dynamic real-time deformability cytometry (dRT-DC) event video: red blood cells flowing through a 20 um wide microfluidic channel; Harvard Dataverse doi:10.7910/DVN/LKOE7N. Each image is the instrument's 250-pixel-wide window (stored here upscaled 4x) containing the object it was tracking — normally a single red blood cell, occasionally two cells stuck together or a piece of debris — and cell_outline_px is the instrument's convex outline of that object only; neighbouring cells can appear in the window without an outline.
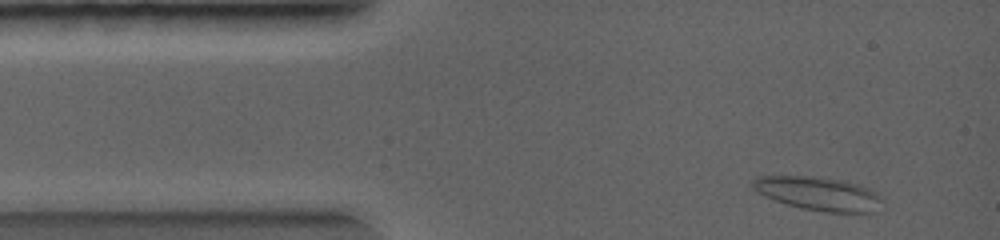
{"species": "common noctule bat (a hibernating species)", "species_latin": "Nyctalus noctula", "temperature_condition": "warm", "stored_images_in_passage": 3, "camera_frame_rate_fps": 5000, "um_per_image_px": 0.085, "animal": {"sex": "female", "body_mass_g": 19.0, "forearm_length_mm": 56.7}, "frame": {"image": 1, "passage_image": 1, "time_ms": 0.0, "image_size_px": [1000, 240], "cell_outline_px": [[872, 196], [860, 212], [832, 212], [804, 208], [788, 204], [776, 200], [760, 192], [752, 184], [756, 180], [764, 176], [816, 176], [844, 180], [860, 184], [868, 188]], "centroid_in_image_um": [69.32, 16.38], "position_along_channel_um": 15.7, "area_um2": 22.89}}